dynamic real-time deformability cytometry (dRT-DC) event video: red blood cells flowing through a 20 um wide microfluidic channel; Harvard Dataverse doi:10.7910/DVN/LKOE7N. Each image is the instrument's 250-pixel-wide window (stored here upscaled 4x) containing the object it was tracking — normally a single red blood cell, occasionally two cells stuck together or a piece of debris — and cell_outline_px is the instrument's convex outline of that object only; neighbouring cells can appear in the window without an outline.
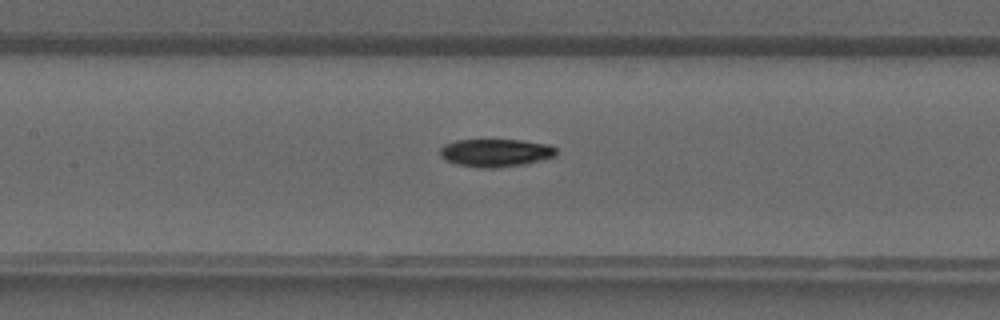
{"species": "common noctule bat (a hibernating species)", "species_latin": "Nyctalus noctula", "temperature_condition": "warm", "stored_images_in_passage": 28, "camera_frame_rate_fps": 3000, "um_per_image_px": 0.085, "animal": {"sex": "male", "forearm_length_mm": 52.5}, "frame": {"image": 1, "passage_image": 14, "time_ms": 4.333, "image_size_px": [1000, 320], "cell_outline_px": [[556, 156], [524, 164], [496, 168], [480, 168], [456, 164], [444, 160], [440, 156], [440, 148], [444, 144], [456, 140], [520, 140], [548, 144], [556, 148]], "centroid_in_image_um": [42.09, 12.99], "position_along_channel_um": 165.3, "area_um2": 18.96}}
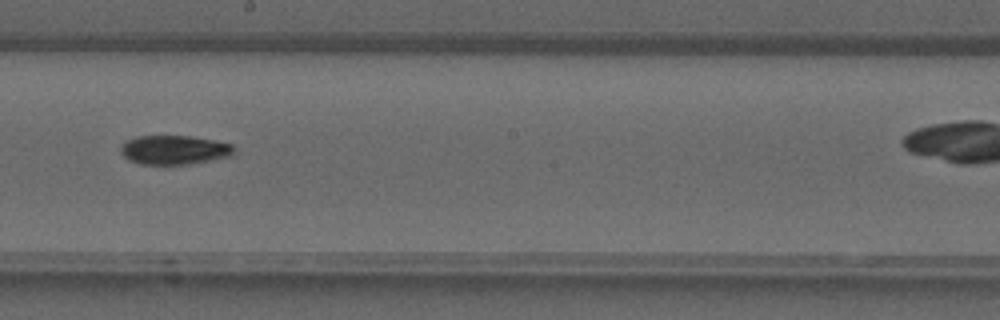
{"frame": {"image": 2, "passage_image": 18, "time_ms": 5.667, "image_size_px": [1000, 320], "cell_outline_px": [[232, 152], [228, 156], [188, 164], [140, 164], [128, 160], [120, 152], [120, 148], [128, 140], [136, 136], [188, 136], [212, 140], [232, 144]], "centroid_in_image_um": [14.74, 12.74], "position_along_channel_um": 233.5, "area_um2": 18.79}}
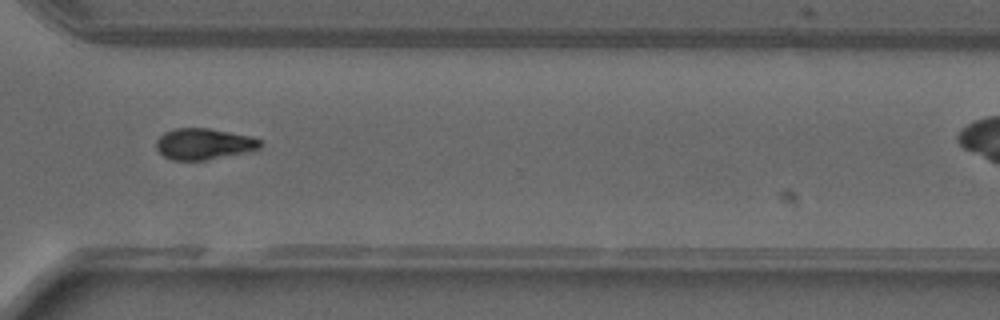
{"frame": {"image": 3, "passage_image": 25, "time_ms": 8.0, "image_size_px": [1000, 320], "cell_outline_px": [[260, 152], [204, 160], [172, 160], [164, 156], [156, 148], [156, 140], [164, 132], [176, 128], [208, 128], [252, 136], [260, 140]], "centroid_in_image_um": [17.41, 12.25], "position_along_channel_um": 353.2, "area_um2": 19.36}}